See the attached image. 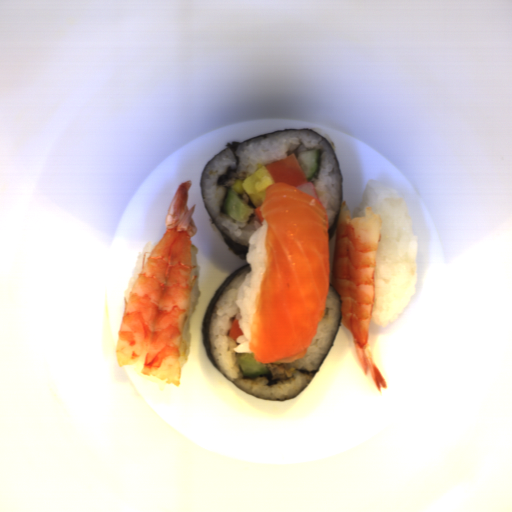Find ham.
Returning a JSON list of instances; mask_svg holds the SVG:
<instances>
[{
  "label": "ham",
  "mask_w": 512,
  "mask_h": 512,
  "mask_svg": "<svg viewBox=\"0 0 512 512\" xmlns=\"http://www.w3.org/2000/svg\"><path fill=\"white\" fill-rule=\"evenodd\" d=\"M269 365L268 372L271 373L272 379L290 380L293 377L294 369H291L285 363H267Z\"/></svg>",
  "instance_id": "1"
}]
</instances>
